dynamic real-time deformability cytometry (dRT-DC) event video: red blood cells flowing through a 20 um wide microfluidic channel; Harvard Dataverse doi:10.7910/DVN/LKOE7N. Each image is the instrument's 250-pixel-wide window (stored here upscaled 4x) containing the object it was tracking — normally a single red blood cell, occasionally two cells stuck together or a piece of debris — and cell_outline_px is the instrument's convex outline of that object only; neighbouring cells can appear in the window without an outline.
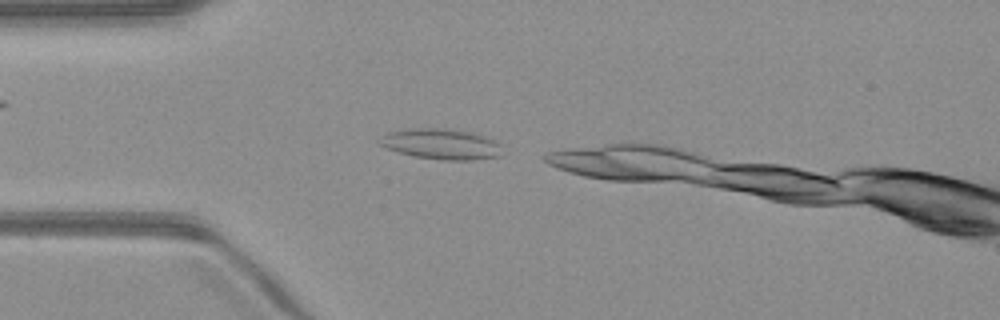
{"species": "common noctule bat (a hibernating species)", "species_latin": "Nyctalus noctula", "temperature_condition": "warm", "stored_images_in_passage": 6, "camera_frame_rate_fps": 3000, "um_per_image_px": 0.085, "animal": {"sex": "male", "body_mass_g": 23.1, "forearm_length_mm": 52.7}, "frame": {"image": 1, "passage_image": 1, "time_ms": 0.0, "image_size_px": [1000, 320], "cell_outline_px": [[500, 156], [472, 160], [444, 160], [412, 156], [388, 148], [380, 144], [376, 140], [388, 132], [408, 128], [452, 128], [476, 132], [500, 144]], "centroid_in_image_um": [37.49, 12.22], "position_along_channel_um": 47.5, "area_um2": 22.02}}